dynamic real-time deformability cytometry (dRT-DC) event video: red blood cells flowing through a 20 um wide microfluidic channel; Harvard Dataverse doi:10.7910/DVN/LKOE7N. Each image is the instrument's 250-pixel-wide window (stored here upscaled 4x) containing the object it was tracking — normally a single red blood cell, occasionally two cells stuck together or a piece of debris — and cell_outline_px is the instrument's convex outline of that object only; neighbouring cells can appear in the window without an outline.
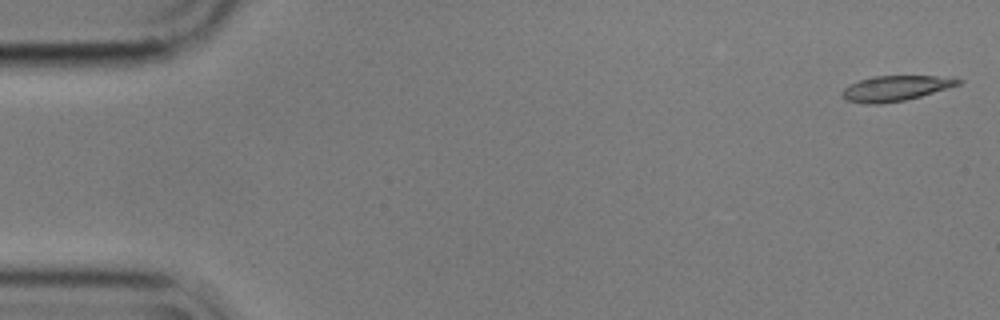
{"species": "common noctule bat (a hibernating species)", "species_latin": "Nyctalus noctula", "temperature_condition": "cold", "stored_images_in_passage": 55, "camera_frame_rate_fps": 3000, "um_per_image_px": 0.085, "animal": {"sex": "male", "body_mass_g": 17.9}, "frame": {"image": 1, "passage_image": 1, "time_ms": 0.0, "image_size_px": [1000, 320], "cell_outline_px": [[964, 80], [960, 84], [920, 96], [904, 100], [880, 104], [868, 104], [844, 100], [840, 96], [840, 92], [844, 88], [860, 80], [876, 76], [936, 76]], "centroid_in_image_um": [76.05, 7.51], "position_along_channel_um": 8.9, "area_um2": 16.88}}
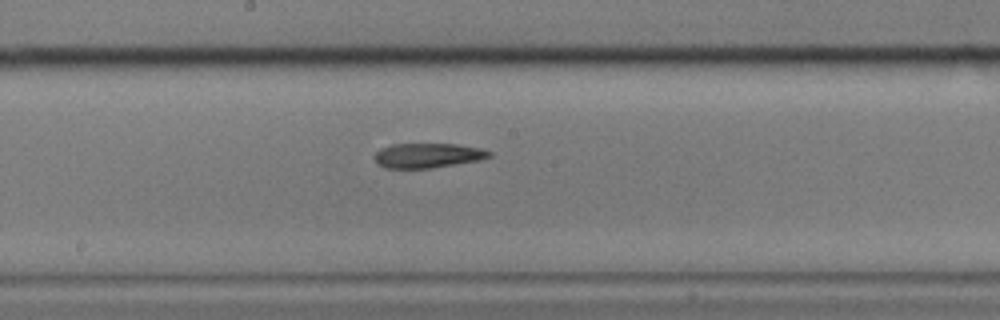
{"frame": {"image": 2, "passage_image": 29, "time_ms": 9.333, "image_size_px": [1000, 320], "cell_outline_px": [[492, 156], [480, 160], [432, 168], [384, 168], [376, 164], [372, 156], [380, 148], [392, 144], [456, 144], [480, 148], [492, 152]], "centroid_in_image_um": [36.31, 13.22], "position_along_channel_um": 211.9, "area_um2": 16.7}}
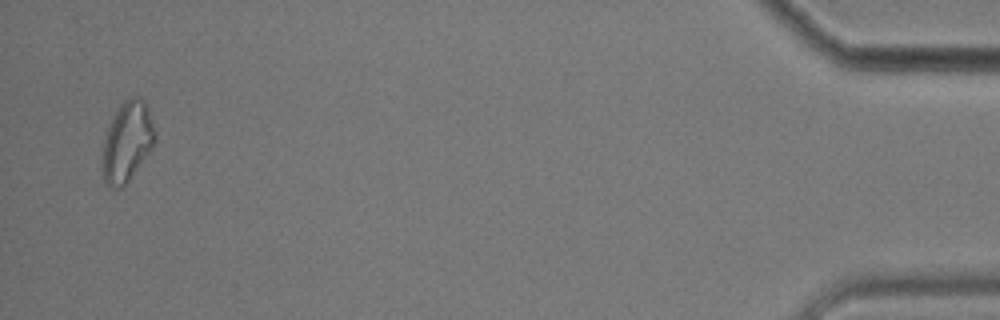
{"frame": {"image": 3, "passage_image": 54, "time_ms": 17.667, "image_size_px": [1000, 320], "cell_outline_px": [[156, 140], [152, 148], [128, 180], [120, 188], [112, 188], [104, 180], [100, 168], [104, 140], [108, 128], [120, 104], [128, 96], [136, 96], [144, 100], [152, 120], [156, 132]], "centroid_in_image_um": [10.8, 12.03], "position_along_channel_um": 424.4, "area_um2": 24.39}, "authors_computed_cell_mechanics": {"area_um2": 17.34, "velocity_mm_per_s": 3.5489, "shape_relaxation_time_tau1_ms": null, "shape_relaxation_time_tau2_ms": 6.7833, "deformation_change_tau1": null, "deformation_change_tau2": 0.1694}}